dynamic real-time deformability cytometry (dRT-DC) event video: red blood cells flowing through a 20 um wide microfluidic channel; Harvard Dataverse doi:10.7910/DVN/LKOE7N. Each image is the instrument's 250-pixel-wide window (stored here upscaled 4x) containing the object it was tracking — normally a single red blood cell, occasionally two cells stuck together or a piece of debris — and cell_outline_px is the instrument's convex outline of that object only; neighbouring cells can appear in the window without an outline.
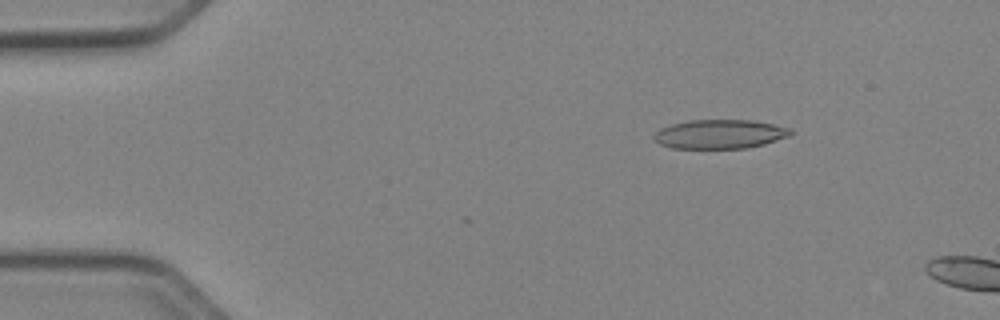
{"species": "Egyptian fruit bat (a non-hibernating species)", "species_latin": "Rousettus aegyptiacus", "temperature_condition": "cold", "stored_images_in_passage": 11, "camera_frame_rate_fps": 3000, "um_per_image_px": 0.085, "animal": {"sex": "female"}, "frame": {"image": 1, "passage_image": 8, "time_ms": 2.333, "image_size_px": [1000, 320], "cell_outline_px": [[792, 132], [788, 136], [764, 144], [748, 148], [672, 148], [660, 144], [652, 136], [660, 128], [672, 124], [688, 120], [752, 120], [792, 128]], "centroid_in_image_um": [61.18, 11.39], "position_along_channel_um": 23.8, "area_um2": 23.06}}